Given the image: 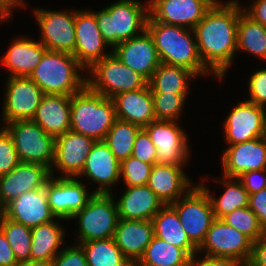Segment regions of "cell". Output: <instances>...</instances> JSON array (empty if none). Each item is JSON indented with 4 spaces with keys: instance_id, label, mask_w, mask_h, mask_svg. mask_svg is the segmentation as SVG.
<instances>
[{
    "instance_id": "cell-1",
    "label": "cell",
    "mask_w": 266,
    "mask_h": 266,
    "mask_svg": "<svg viewBox=\"0 0 266 266\" xmlns=\"http://www.w3.org/2000/svg\"><path fill=\"white\" fill-rule=\"evenodd\" d=\"M217 0L195 26L198 53L203 65L223 80L237 55L239 0Z\"/></svg>"
},
{
    "instance_id": "cell-2",
    "label": "cell",
    "mask_w": 266,
    "mask_h": 266,
    "mask_svg": "<svg viewBox=\"0 0 266 266\" xmlns=\"http://www.w3.org/2000/svg\"><path fill=\"white\" fill-rule=\"evenodd\" d=\"M146 29L154 40L162 63L189 69L197 78L212 74L200 59L193 29L158 22L150 16Z\"/></svg>"
},
{
    "instance_id": "cell-3",
    "label": "cell",
    "mask_w": 266,
    "mask_h": 266,
    "mask_svg": "<svg viewBox=\"0 0 266 266\" xmlns=\"http://www.w3.org/2000/svg\"><path fill=\"white\" fill-rule=\"evenodd\" d=\"M87 71L77 59L67 53L46 50L29 78L44 94L74 95L87 85Z\"/></svg>"
},
{
    "instance_id": "cell-4",
    "label": "cell",
    "mask_w": 266,
    "mask_h": 266,
    "mask_svg": "<svg viewBox=\"0 0 266 266\" xmlns=\"http://www.w3.org/2000/svg\"><path fill=\"white\" fill-rule=\"evenodd\" d=\"M91 11L95 14L103 39L113 49L146 30L149 1L145 5L140 0H117L99 11Z\"/></svg>"
},
{
    "instance_id": "cell-5",
    "label": "cell",
    "mask_w": 266,
    "mask_h": 266,
    "mask_svg": "<svg viewBox=\"0 0 266 266\" xmlns=\"http://www.w3.org/2000/svg\"><path fill=\"white\" fill-rule=\"evenodd\" d=\"M116 120L115 105L87 85L71 96V131L94 140H105Z\"/></svg>"
},
{
    "instance_id": "cell-6",
    "label": "cell",
    "mask_w": 266,
    "mask_h": 266,
    "mask_svg": "<svg viewBox=\"0 0 266 266\" xmlns=\"http://www.w3.org/2000/svg\"><path fill=\"white\" fill-rule=\"evenodd\" d=\"M86 73L87 86L107 98L148 85L143 76L123 64L113 52L94 63Z\"/></svg>"
},
{
    "instance_id": "cell-7",
    "label": "cell",
    "mask_w": 266,
    "mask_h": 266,
    "mask_svg": "<svg viewBox=\"0 0 266 266\" xmlns=\"http://www.w3.org/2000/svg\"><path fill=\"white\" fill-rule=\"evenodd\" d=\"M113 195V193H94L88 203L71 217V219L76 218L78 222L75 243L114 236L119 216Z\"/></svg>"
},
{
    "instance_id": "cell-8",
    "label": "cell",
    "mask_w": 266,
    "mask_h": 266,
    "mask_svg": "<svg viewBox=\"0 0 266 266\" xmlns=\"http://www.w3.org/2000/svg\"><path fill=\"white\" fill-rule=\"evenodd\" d=\"M10 133L20 162L35 163L51 170L55 138L31 120H16L3 125Z\"/></svg>"
},
{
    "instance_id": "cell-9",
    "label": "cell",
    "mask_w": 266,
    "mask_h": 266,
    "mask_svg": "<svg viewBox=\"0 0 266 266\" xmlns=\"http://www.w3.org/2000/svg\"><path fill=\"white\" fill-rule=\"evenodd\" d=\"M170 205L176 210L188 239L198 249L216 219L208 195L195 184L184 196Z\"/></svg>"
},
{
    "instance_id": "cell-10",
    "label": "cell",
    "mask_w": 266,
    "mask_h": 266,
    "mask_svg": "<svg viewBox=\"0 0 266 266\" xmlns=\"http://www.w3.org/2000/svg\"><path fill=\"white\" fill-rule=\"evenodd\" d=\"M252 247L253 241L250 238L221 219H215L197 252L199 255L203 253L208 256L228 258L239 266H244L250 260Z\"/></svg>"
},
{
    "instance_id": "cell-11",
    "label": "cell",
    "mask_w": 266,
    "mask_h": 266,
    "mask_svg": "<svg viewBox=\"0 0 266 266\" xmlns=\"http://www.w3.org/2000/svg\"><path fill=\"white\" fill-rule=\"evenodd\" d=\"M39 27V42L50 51H58L74 56L75 50V10L33 9Z\"/></svg>"
},
{
    "instance_id": "cell-12",
    "label": "cell",
    "mask_w": 266,
    "mask_h": 266,
    "mask_svg": "<svg viewBox=\"0 0 266 266\" xmlns=\"http://www.w3.org/2000/svg\"><path fill=\"white\" fill-rule=\"evenodd\" d=\"M179 121L155 120L143 129L157 148L156 164L187 166L190 146Z\"/></svg>"
},
{
    "instance_id": "cell-13",
    "label": "cell",
    "mask_w": 266,
    "mask_h": 266,
    "mask_svg": "<svg viewBox=\"0 0 266 266\" xmlns=\"http://www.w3.org/2000/svg\"><path fill=\"white\" fill-rule=\"evenodd\" d=\"M3 95V124L16 120H31L44 96L42 89L29 77H7Z\"/></svg>"
},
{
    "instance_id": "cell-14",
    "label": "cell",
    "mask_w": 266,
    "mask_h": 266,
    "mask_svg": "<svg viewBox=\"0 0 266 266\" xmlns=\"http://www.w3.org/2000/svg\"><path fill=\"white\" fill-rule=\"evenodd\" d=\"M223 133L228 146L266 136V108L247 100L231 107L223 121Z\"/></svg>"
},
{
    "instance_id": "cell-15",
    "label": "cell",
    "mask_w": 266,
    "mask_h": 266,
    "mask_svg": "<svg viewBox=\"0 0 266 266\" xmlns=\"http://www.w3.org/2000/svg\"><path fill=\"white\" fill-rule=\"evenodd\" d=\"M45 187L52 214L64 221H69L94 195L93 191L88 192L84 182L82 183L78 178L50 176Z\"/></svg>"
},
{
    "instance_id": "cell-16",
    "label": "cell",
    "mask_w": 266,
    "mask_h": 266,
    "mask_svg": "<svg viewBox=\"0 0 266 266\" xmlns=\"http://www.w3.org/2000/svg\"><path fill=\"white\" fill-rule=\"evenodd\" d=\"M75 50L74 57L88 70L94 63L112 53L103 39L95 14L88 10H75ZM106 48L110 50H105Z\"/></svg>"
},
{
    "instance_id": "cell-17",
    "label": "cell",
    "mask_w": 266,
    "mask_h": 266,
    "mask_svg": "<svg viewBox=\"0 0 266 266\" xmlns=\"http://www.w3.org/2000/svg\"><path fill=\"white\" fill-rule=\"evenodd\" d=\"M95 141L91 137L71 130L56 137L51 176H56L55 171L59 170L58 172L62 173L58 176L59 178H77L83 170L87 155L91 152Z\"/></svg>"
},
{
    "instance_id": "cell-18",
    "label": "cell",
    "mask_w": 266,
    "mask_h": 266,
    "mask_svg": "<svg viewBox=\"0 0 266 266\" xmlns=\"http://www.w3.org/2000/svg\"><path fill=\"white\" fill-rule=\"evenodd\" d=\"M217 0H149V16L168 25L194 29Z\"/></svg>"
},
{
    "instance_id": "cell-19",
    "label": "cell",
    "mask_w": 266,
    "mask_h": 266,
    "mask_svg": "<svg viewBox=\"0 0 266 266\" xmlns=\"http://www.w3.org/2000/svg\"><path fill=\"white\" fill-rule=\"evenodd\" d=\"M83 176L99 186L92 189L94 193L111 194V187L120 181V162L104 140L95 141L77 178Z\"/></svg>"
},
{
    "instance_id": "cell-20",
    "label": "cell",
    "mask_w": 266,
    "mask_h": 266,
    "mask_svg": "<svg viewBox=\"0 0 266 266\" xmlns=\"http://www.w3.org/2000/svg\"><path fill=\"white\" fill-rule=\"evenodd\" d=\"M112 52L133 71L150 80L161 63L154 40L148 30L117 44Z\"/></svg>"
},
{
    "instance_id": "cell-21",
    "label": "cell",
    "mask_w": 266,
    "mask_h": 266,
    "mask_svg": "<svg viewBox=\"0 0 266 266\" xmlns=\"http://www.w3.org/2000/svg\"><path fill=\"white\" fill-rule=\"evenodd\" d=\"M221 161L225 177L238 178L247 171L266 169V136L227 146Z\"/></svg>"
},
{
    "instance_id": "cell-22",
    "label": "cell",
    "mask_w": 266,
    "mask_h": 266,
    "mask_svg": "<svg viewBox=\"0 0 266 266\" xmlns=\"http://www.w3.org/2000/svg\"><path fill=\"white\" fill-rule=\"evenodd\" d=\"M50 176V170L43 165L20 162L0 176V204L5 207L24 192L44 187Z\"/></svg>"
},
{
    "instance_id": "cell-23",
    "label": "cell",
    "mask_w": 266,
    "mask_h": 266,
    "mask_svg": "<svg viewBox=\"0 0 266 266\" xmlns=\"http://www.w3.org/2000/svg\"><path fill=\"white\" fill-rule=\"evenodd\" d=\"M4 213L10 220L30 228L56 219L49 207L45 186L24 192L4 207Z\"/></svg>"
},
{
    "instance_id": "cell-24",
    "label": "cell",
    "mask_w": 266,
    "mask_h": 266,
    "mask_svg": "<svg viewBox=\"0 0 266 266\" xmlns=\"http://www.w3.org/2000/svg\"><path fill=\"white\" fill-rule=\"evenodd\" d=\"M154 237L152 220L118 219L113 239L134 266Z\"/></svg>"
},
{
    "instance_id": "cell-25",
    "label": "cell",
    "mask_w": 266,
    "mask_h": 266,
    "mask_svg": "<svg viewBox=\"0 0 266 266\" xmlns=\"http://www.w3.org/2000/svg\"><path fill=\"white\" fill-rule=\"evenodd\" d=\"M184 167L166 164H154L147 186L156 194L164 205L176 202L194 185Z\"/></svg>"
},
{
    "instance_id": "cell-26",
    "label": "cell",
    "mask_w": 266,
    "mask_h": 266,
    "mask_svg": "<svg viewBox=\"0 0 266 266\" xmlns=\"http://www.w3.org/2000/svg\"><path fill=\"white\" fill-rule=\"evenodd\" d=\"M32 120L54 138L71 129V96L44 94Z\"/></svg>"
},
{
    "instance_id": "cell-27",
    "label": "cell",
    "mask_w": 266,
    "mask_h": 266,
    "mask_svg": "<svg viewBox=\"0 0 266 266\" xmlns=\"http://www.w3.org/2000/svg\"><path fill=\"white\" fill-rule=\"evenodd\" d=\"M46 50L39 41L21 36L10 43L0 63L10 72L8 77H29Z\"/></svg>"
},
{
    "instance_id": "cell-28",
    "label": "cell",
    "mask_w": 266,
    "mask_h": 266,
    "mask_svg": "<svg viewBox=\"0 0 266 266\" xmlns=\"http://www.w3.org/2000/svg\"><path fill=\"white\" fill-rule=\"evenodd\" d=\"M112 100L118 119L128 121L141 128L156 120L149 85L142 89L117 94L112 97Z\"/></svg>"
},
{
    "instance_id": "cell-29",
    "label": "cell",
    "mask_w": 266,
    "mask_h": 266,
    "mask_svg": "<svg viewBox=\"0 0 266 266\" xmlns=\"http://www.w3.org/2000/svg\"><path fill=\"white\" fill-rule=\"evenodd\" d=\"M121 219L153 220L164 203L147 186H126L119 200H115Z\"/></svg>"
},
{
    "instance_id": "cell-30",
    "label": "cell",
    "mask_w": 266,
    "mask_h": 266,
    "mask_svg": "<svg viewBox=\"0 0 266 266\" xmlns=\"http://www.w3.org/2000/svg\"><path fill=\"white\" fill-rule=\"evenodd\" d=\"M56 218L52 222H47L31 228V260L53 261V259L63 249L61 247L65 239L63 225L57 222Z\"/></svg>"
},
{
    "instance_id": "cell-31",
    "label": "cell",
    "mask_w": 266,
    "mask_h": 266,
    "mask_svg": "<svg viewBox=\"0 0 266 266\" xmlns=\"http://www.w3.org/2000/svg\"><path fill=\"white\" fill-rule=\"evenodd\" d=\"M214 181L220 183L224 192L219 198L212 195L211 190L201 181L198 185L206 192L212 205V210L216 219H222L233 210L248 206L249 194L238 178L222 177Z\"/></svg>"
},
{
    "instance_id": "cell-32",
    "label": "cell",
    "mask_w": 266,
    "mask_h": 266,
    "mask_svg": "<svg viewBox=\"0 0 266 266\" xmlns=\"http://www.w3.org/2000/svg\"><path fill=\"white\" fill-rule=\"evenodd\" d=\"M152 221L155 237L183 249L190 257L197 252V248L188 239L176 210L170 204L164 205Z\"/></svg>"
},
{
    "instance_id": "cell-33",
    "label": "cell",
    "mask_w": 266,
    "mask_h": 266,
    "mask_svg": "<svg viewBox=\"0 0 266 266\" xmlns=\"http://www.w3.org/2000/svg\"><path fill=\"white\" fill-rule=\"evenodd\" d=\"M195 77L197 76L189 69L161 62L148 85L151 92L189 94L190 82Z\"/></svg>"
},
{
    "instance_id": "cell-34",
    "label": "cell",
    "mask_w": 266,
    "mask_h": 266,
    "mask_svg": "<svg viewBox=\"0 0 266 266\" xmlns=\"http://www.w3.org/2000/svg\"><path fill=\"white\" fill-rule=\"evenodd\" d=\"M239 51L266 60V27L249 17L241 4L237 25V52Z\"/></svg>"
},
{
    "instance_id": "cell-35",
    "label": "cell",
    "mask_w": 266,
    "mask_h": 266,
    "mask_svg": "<svg viewBox=\"0 0 266 266\" xmlns=\"http://www.w3.org/2000/svg\"><path fill=\"white\" fill-rule=\"evenodd\" d=\"M189 259L183 249L154 236L134 266H188Z\"/></svg>"
},
{
    "instance_id": "cell-36",
    "label": "cell",
    "mask_w": 266,
    "mask_h": 266,
    "mask_svg": "<svg viewBox=\"0 0 266 266\" xmlns=\"http://www.w3.org/2000/svg\"><path fill=\"white\" fill-rule=\"evenodd\" d=\"M88 266H133L117 247L113 237L79 243Z\"/></svg>"
},
{
    "instance_id": "cell-37",
    "label": "cell",
    "mask_w": 266,
    "mask_h": 266,
    "mask_svg": "<svg viewBox=\"0 0 266 266\" xmlns=\"http://www.w3.org/2000/svg\"><path fill=\"white\" fill-rule=\"evenodd\" d=\"M141 129L138 125L116 118L107 132L104 141L120 163L132 156L135 138Z\"/></svg>"
},
{
    "instance_id": "cell-38",
    "label": "cell",
    "mask_w": 266,
    "mask_h": 266,
    "mask_svg": "<svg viewBox=\"0 0 266 266\" xmlns=\"http://www.w3.org/2000/svg\"><path fill=\"white\" fill-rule=\"evenodd\" d=\"M0 229L6 236L17 262L31 259V228L3 217Z\"/></svg>"
},
{
    "instance_id": "cell-39",
    "label": "cell",
    "mask_w": 266,
    "mask_h": 266,
    "mask_svg": "<svg viewBox=\"0 0 266 266\" xmlns=\"http://www.w3.org/2000/svg\"><path fill=\"white\" fill-rule=\"evenodd\" d=\"M188 94L152 92L156 120L178 121Z\"/></svg>"
},
{
    "instance_id": "cell-40",
    "label": "cell",
    "mask_w": 266,
    "mask_h": 266,
    "mask_svg": "<svg viewBox=\"0 0 266 266\" xmlns=\"http://www.w3.org/2000/svg\"><path fill=\"white\" fill-rule=\"evenodd\" d=\"M221 220L246 235L253 242L257 241L265 233L258 217L248 206L233 210Z\"/></svg>"
},
{
    "instance_id": "cell-41",
    "label": "cell",
    "mask_w": 266,
    "mask_h": 266,
    "mask_svg": "<svg viewBox=\"0 0 266 266\" xmlns=\"http://www.w3.org/2000/svg\"><path fill=\"white\" fill-rule=\"evenodd\" d=\"M153 165L130 156L120 163V180L126 186L147 185Z\"/></svg>"
},
{
    "instance_id": "cell-42",
    "label": "cell",
    "mask_w": 266,
    "mask_h": 266,
    "mask_svg": "<svg viewBox=\"0 0 266 266\" xmlns=\"http://www.w3.org/2000/svg\"><path fill=\"white\" fill-rule=\"evenodd\" d=\"M20 163L10 133L4 126L0 128V176L8 174Z\"/></svg>"
},
{
    "instance_id": "cell-43",
    "label": "cell",
    "mask_w": 266,
    "mask_h": 266,
    "mask_svg": "<svg viewBox=\"0 0 266 266\" xmlns=\"http://www.w3.org/2000/svg\"><path fill=\"white\" fill-rule=\"evenodd\" d=\"M157 148L150 139L148 133L142 128L136 135L132 156L140 161L156 164Z\"/></svg>"
},
{
    "instance_id": "cell-44",
    "label": "cell",
    "mask_w": 266,
    "mask_h": 266,
    "mask_svg": "<svg viewBox=\"0 0 266 266\" xmlns=\"http://www.w3.org/2000/svg\"><path fill=\"white\" fill-rule=\"evenodd\" d=\"M249 98L246 100L266 108V68L253 72L248 81Z\"/></svg>"
},
{
    "instance_id": "cell-45",
    "label": "cell",
    "mask_w": 266,
    "mask_h": 266,
    "mask_svg": "<svg viewBox=\"0 0 266 266\" xmlns=\"http://www.w3.org/2000/svg\"><path fill=\"white\" fill-rule=\"evenodd\" d=\"M53 266H88L85 251L80 244L64 247L53 259Z\"/></svg>"
},
{
    "instance_id": "cell-46",
    "label": "cell",
    "mask_w": 266,
    "mask_h": 266,
    "mask_svg": "<svg viewBox=\"0 0 266 266\" xmlns=\"http://www.w3.org/2000/svg\"><path fill=\"white\" fill-rule=\"evenodd\" d=\"M238 179L249 195L257 193L266 188V169L247 171L239 176Z\"/></svg>"
},
{
    "instance_id": "cell-47",
    "label": "cell",
    "mask_w": 266,
    "mask_h": 266,
    "mask_svg": "<svg viewBox=\"0 0 266 266\" xmlns=\"http://www.w3.org/2000/svg\"><path fill=\"white\" fill-rule=\"evenodd\" d=\"M248 207L258 217L260 225L266 233V188L249 195Z\"/></svg>"
},
{
    "instance_id": "cell-48",
    "label": "cell",
    "mask_w": 266,
    "mask_h": 266,
    "mask_svg": "<svg viewBox=\"0 0 266 266\" xmlns=\"http://www.w3.org/2000/svg\"><path fill=\"white\" fill-rule=\"evenodd\" d=\"M244 266H266V233L253 242L250 260Z\"/></svg>"
},
{
    "instance_id": "cell-49",
    "label": "cell",
    "mask_w": 266,
    "mask_h": 266,
    "mask_svg": "<svg viewBox=\"0 0 266 266\" xmlns=\"http://www.w3.org/2000/svg\"><path fill=\"white\" fill-rule=\"evenodd\" d=\"M188 266H239L235 261L228 258H220L214 256L203 255L198 258V252L190 257Z\"/></svg>"
},
{
    "instance_id": "cell-50",
    "label": "cell",
    "mask_w": 266,
    "mask_h": 266,
    "mask_svg": "<svg viewBox=\"0 0 266 266\" xmlns=\"http://www.w3.org/2000/svg\"><path fill=\"white\" fill-rule=\"evenodd\" d=\"M243 11L254 21L266 27V0H254Z\"/></svg>"
},
{
    "instance_id": "cell-51",
    "label": "cell",
    "mask_w": 266,
    "mask_h": 266,
    "mask_svg": "<svg viewBox=\"0 0 266 266\" xmlns=\"http://www.w3.org/2000/svg\"><path fill=\"white\" fill-rule=\"evenodd\" d=\"M17 260L5 234L0 229V266H15Z\"/></svg>"
},
{
    "instance_id": "cell-52",
    "label": "cell",
    "mask_w": 266,
    "mask_h": 266,
    "mask_svg": "<svg viewBox=\"0 0 266 266\" xmlns=\"http://www.w3.org/2000/svg\"><path fill=\"white\" fill-rule=\"evenodd\" d=\"M20 7L14 0H0V22L10 21L13 10Z\"/></svg>"
},
{
    "instance_id": "cell-53",
    "label": "cell",
    "mask_w": 266,
    "mask_h": 266,
    "mask_svg": "<svg viewBox=\"0 0 266 266\" xmlns=\"http://www.w3.org/2000/svg\"><path fill=\"white\" fill-rule=\"evenodd\" d=\"M15 266H53L51 261L26 260L17 262Z\"/></svg>"
},
{
    "instance_id": "cell-54",
    "label": "cell",
    "mask_w": 266,
    "mask_h": 266,
    "mask_svg": "<svg viewBox=\"0 0 266 266\" xmlns=\"http://www.w3.org/2000/svg\"><path fill=\"white\" fill-rule=\"evenodd\" d=\"M20 7V9L21 8H25V7H27V4L25 3V1L24 0H14Z\"/></svg>"
},
{
    "instance_id": "cell-55",
    "label": "cell",
    "mask_w": 266,
    "mask_h": 266,
    "mask_svg": "<svg viewBox=\"0 0 266 266\" xmlns=\"http://www.w3.org/2000/svg\"><path fill=\"white\" fill-rule=\"evenodd\" d=\"M4 216H5L4 207L0 204V226H1L2 219Z\"/></svg>"
}]
</instances>
